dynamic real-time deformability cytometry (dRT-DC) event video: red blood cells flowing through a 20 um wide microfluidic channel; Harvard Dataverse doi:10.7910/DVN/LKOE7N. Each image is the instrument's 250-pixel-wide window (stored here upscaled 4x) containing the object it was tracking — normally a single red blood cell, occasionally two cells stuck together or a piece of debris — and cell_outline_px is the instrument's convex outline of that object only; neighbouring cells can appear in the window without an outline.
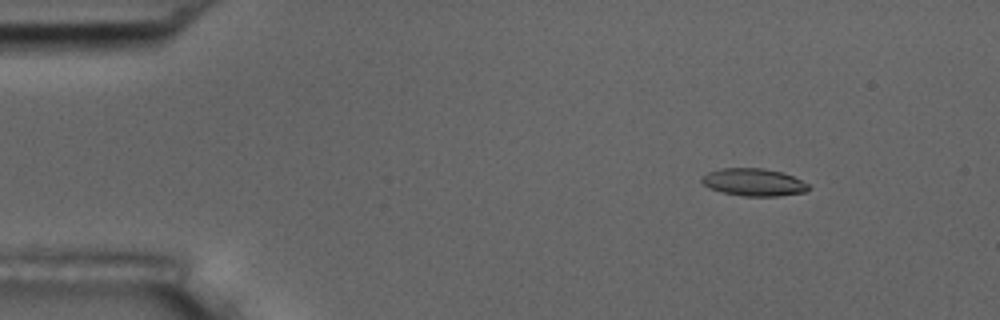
{"species": "common noctule bat (a hibernating species)", "species_latin": "Nyctalus noctula", "temperature_condition": "room temperature", "stored_images_in_passage": 10, "camera_frame_rate_fps": 3000, "um_per_image_px": 0.085, "animal": {"sex": "male", "body_mass_g": 17.5, "forearm_length_mm": 52.3}, "frame": {"image": 1, "passage_image": 1, "time_ms": 0.0, "image_size_px": [1000, 320], "cell_outline_px": [[808, 188], [804, 192], [776, 196], [744, 196], [724, 192], [708, 188], [700, 180], [700, 176], [708, 172], [720, 168], [764, 168], [780, 172], [792, 176], [808, 184]], "centroid_in_image_um": [64.0, 15.48], "position_along_channel_um": 21.0, "area_um2": 16.94}}
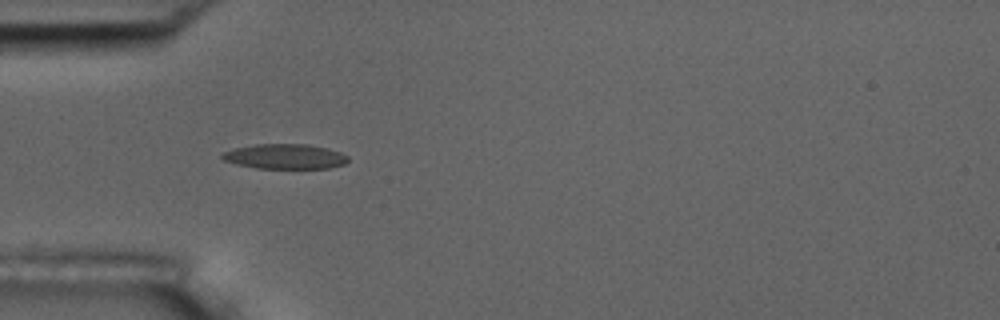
{"frame": {"image": 2, "passage_image": 4, "time_ms": 3.333, "image_size_px": [1000, 320], "cell_outline_px": [[348, 160], [344, 164], [328, 168], [256, 168], [236, 164], [224, 160], [220, 156], [224, 152], [232, 148], [256, 144], [304, 144], [328, 148], [340, 152], [348, 156]], "centroid_in_image_um": [24.21, 13.29], "position_along_channel_um": 60.8, "area_um2": 18.26}}
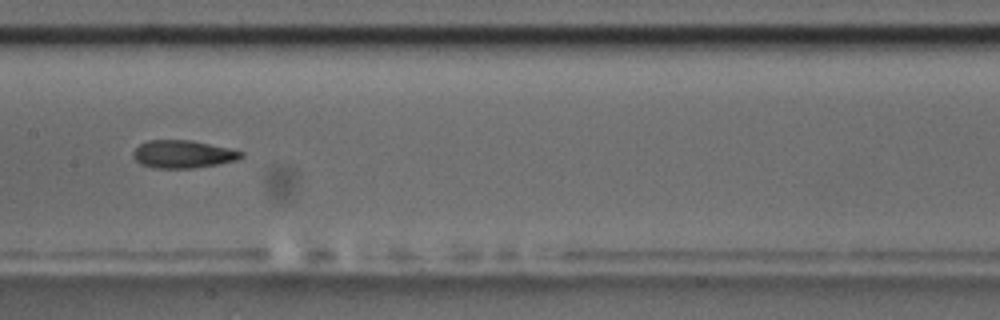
{"frame": {"image": 3, "passage_image": 7, "time_ms": 7.0, "image_size_px": [1000, 320], "cell_outline_px": [[244, 156], [236, 160], [220, 164], [192, 168], [152, 168], [140, 164], [132, 156], [132, 152], [140, 144], [148, 140], [192, 140], [228, 148], [244, 152]], "centroid_in_image_um": [15.54, 13.11], "position_along_channel_um": 191.9, "area_um2": 17.57}}